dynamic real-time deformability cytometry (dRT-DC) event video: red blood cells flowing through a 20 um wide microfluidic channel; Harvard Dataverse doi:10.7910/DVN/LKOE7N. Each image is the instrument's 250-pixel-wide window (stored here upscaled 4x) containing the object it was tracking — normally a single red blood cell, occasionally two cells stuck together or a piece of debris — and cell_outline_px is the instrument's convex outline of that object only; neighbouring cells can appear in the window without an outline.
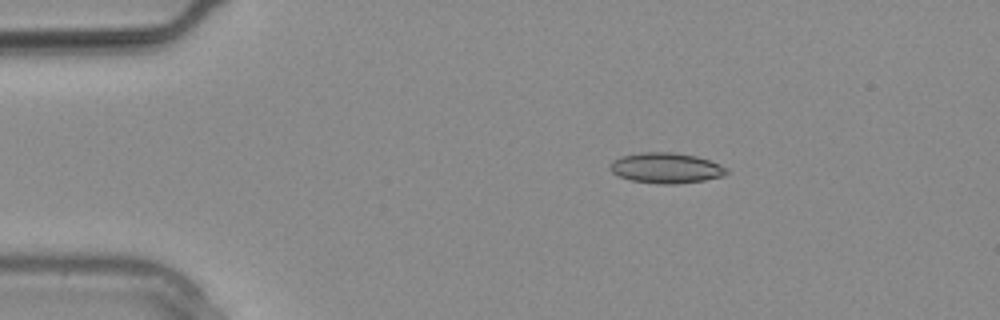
{"species": "common noctule bat (a hibernating species)", "species_latin": "Nyctalus noctula", "temperature_condition": "warm", "stored_images_in_passage": 28, "camera_frame_rate_fps": 3000, "um_per_image_px": 0.085, "animal": {"sex": "male", "body_mass_g": 20.4}, "frame": {"image": 1, "passage_image": 5, "time_ms": 1.333, "image_size_px": [1000, 320], "cell_outline_px": [[728, 172], [724, 176], [704, 180], [676, 184], [660, 184], [632, 180], [620, 176], [612, 172], [608, 168], [608, 164], [612, 160], [620, 156], [640, 152], [672, 152], [696, 156], [720, 164], [728, 168]], "centroid_in_image_um": [56.59, 14.27], "position_along_channel_um": 28.4, "area_um2": 20.81}}
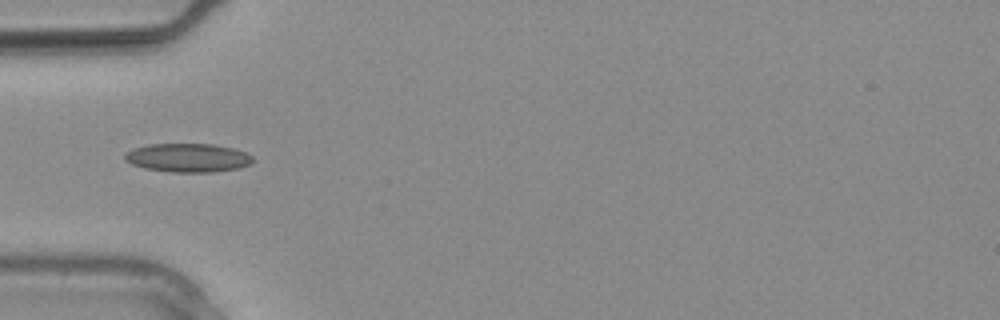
{"frame": {"image": 2, "passage_image": 9, "time_ms": 2.667, "image_size_px": [1000, 320], "cell_outline_px": [[256, 160], [252, 164], [240, 168], [212, 172], [172, 172], [144, 168], [132, 164], [124, 160], [124, 156], [132, 148], [148, 144], [212, 144], [232, 148], [244, 152], [252, 156]], "centroid_in_image_um": [15.99, 13.41], "position_along_channel_um": 69.0, "area_um2": 21.5}}